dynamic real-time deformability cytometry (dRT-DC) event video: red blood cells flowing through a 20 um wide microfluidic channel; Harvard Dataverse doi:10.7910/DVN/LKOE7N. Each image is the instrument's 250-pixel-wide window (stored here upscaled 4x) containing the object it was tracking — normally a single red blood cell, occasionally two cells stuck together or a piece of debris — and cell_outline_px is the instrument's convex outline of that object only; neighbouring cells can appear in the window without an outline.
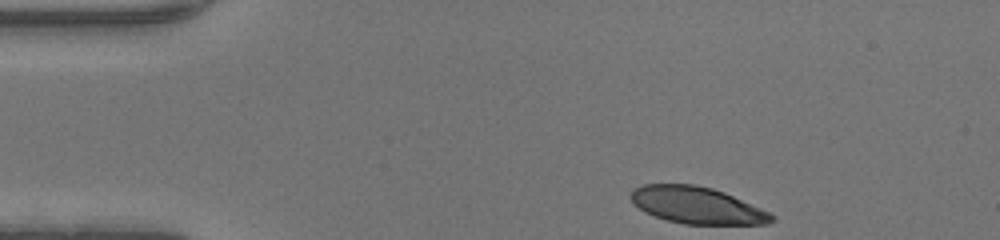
{"species": "human", "species_latin": "Homo sapiens", "temperature_condition": "warm", "stored_images_in_passage": 40, "camera_frame_rate_fps": 3000, "um_per_image_px": 0.085, "donor": {"sex": "male"}, "frame": {"image": 1, "passage_image": 1, "time_ms": 0.0, "image_size_px": [1000, 240], "cell_outline_px": [[776, 220], [768, 224], [684, 224], [668, 220], [644, 212], [628, 196], [632, 188], [644, 184], [696, 184], [712, 188], [724, 192], [772, 212], [776, 216]], "centroid_in_image_um": [59.28, 17.44], "position_along_channel_um": 25.7, "area_um2": 30.46}}
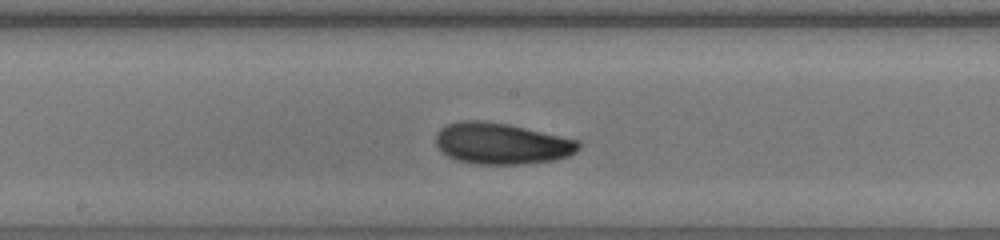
{"frame": {"image": 2, "passage_image": 18, "time_ms": 5.667, "image_size_px": [1000, 240], "cell_outline_px": [[580, 148], [576, 152], [568, 156], [552, 160], [520, 164], [476, 164], [456, 160], [440, 152], [436, 144], [436, 132], [440, 128], [448, 124], [460, 120], [484, 120], [508, 124], [580, 140]], "centroid_in_image_um": [42.6, 12.19], "position_along_channel_um": 205.6, "area_um2": 34.56}}
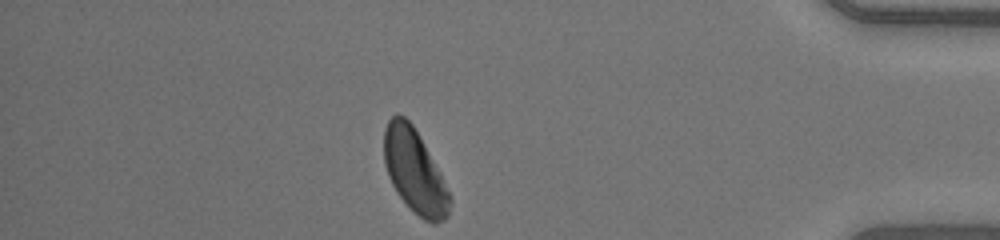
{"frame": {"image": 3, "passage_image": 34, "time_ms": 11.0, "image_size_px": [1000, 240], "cell_outline_px": [[452, 200], [448, 216], [444, 220], [436, 224], [432, 224], [424, 220], [396, 192], [388, 176], [384, 164], [384, 128], [388, 120], [396, 112], [404, 116], [412, 124], [420, 136], [440, 172], [452, 196]], "centroid_in_image_um": [35.26, 14.54], "position_along_channel_um": 399.9, "area_um2": 32.14}}